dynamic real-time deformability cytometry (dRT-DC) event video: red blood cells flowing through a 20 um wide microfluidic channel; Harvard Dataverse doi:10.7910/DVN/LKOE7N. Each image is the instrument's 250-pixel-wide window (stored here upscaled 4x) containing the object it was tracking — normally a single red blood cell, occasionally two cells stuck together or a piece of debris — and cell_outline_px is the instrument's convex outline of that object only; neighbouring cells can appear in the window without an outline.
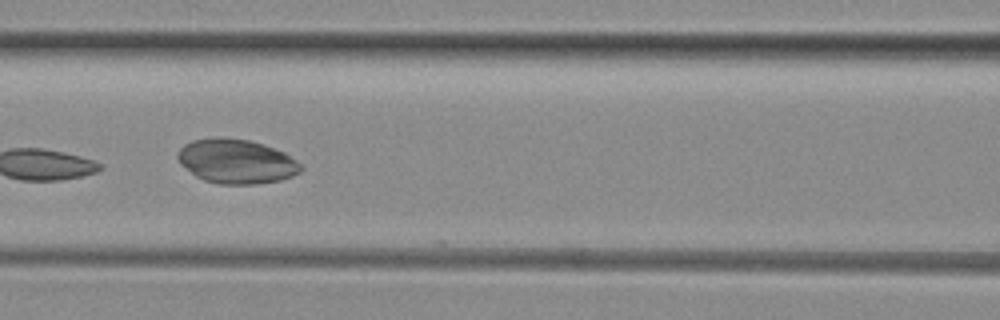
{"species": "common noctule bat (a hibernating species)", "species_latin": "Nyctalus noctula", "temperature_condition": "room temperature", "stored_images_in_passage": 7, "camera_frame_rate_fps": 3000, "um_per_image_px": 0.085, "animal": {"sex": "female", "body_mass_g": 29.2, "forearm_length_mm": 56.3}, "frame": {"image": 1, "passage_image": 6, "time_ms": 5.667, "image_size_px": [1000, 320], "cell_outline_px": [[304, 168], [300, 172], [292, 176], [280, 180], [256, 184], [220, 184], [204, 180], [196, 176], [180, 164], [176, 156], [180, 148], [184, 144], [192, 140], [216, 136], [224, 136], [248, 140], [264, 144], [284, 152], [296, 160]], "centroid_in_image_um": [20.08, 13.7], "position_along_channel_um": 146.5, "area_um2": 32.08}}
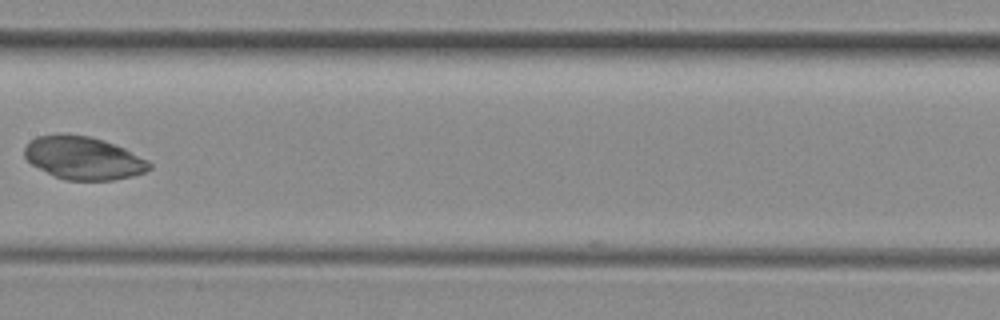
{"frame": {"image": 2, "passage_image": 7, "time_ms": 7.0, "image_size_px": [1000, 320], "cell_outline_px": [[152, 168], [144, 172], [132, 176], [112, 180], [68, 180], [56, 176], [32, 164], [24, 156], [24, 148], [28, 140], [36, 136], [88, 136], [104, 140], [124, 148], [148, 160], [152, 164]], "centroid_in_image_um": [7.12, 13.45], "position_along_channel_um": 200.3, "area_um2": 30.63}}